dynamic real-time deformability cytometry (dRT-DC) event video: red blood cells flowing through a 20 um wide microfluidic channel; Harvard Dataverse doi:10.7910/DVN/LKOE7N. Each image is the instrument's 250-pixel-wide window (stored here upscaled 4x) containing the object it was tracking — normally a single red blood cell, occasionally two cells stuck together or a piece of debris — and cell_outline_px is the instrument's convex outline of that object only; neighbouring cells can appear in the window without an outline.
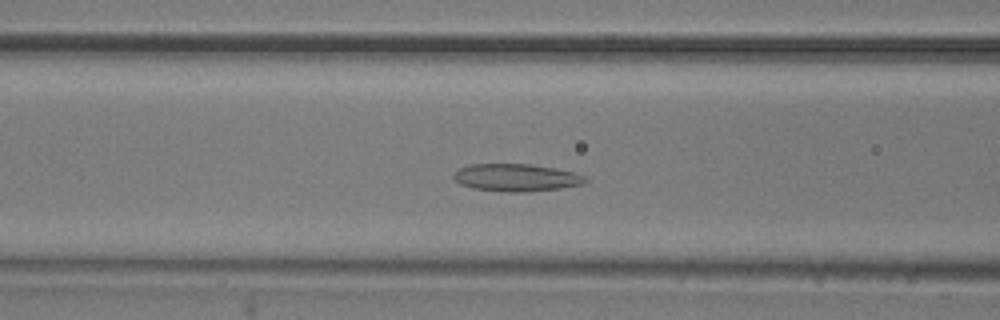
{"species": "common noctule bat (a hibernating species)", "species_latin": "Nyctalus noctula", "temperature_condition": "room temperature", "stored_images_in_passage": 51, "camera_frame_rate_fps": 3000, "um_per_image_px": 0.085, "animal": {"sex": "male", "body_mass_g": 20.5, "forearm_length_mm": 52.5}, "frame": {"image": 1, "passage_image": 19, "time_ms": 6.0, "image_size_px": [1000, 320], "cell_outline_px": [[588, 180], [584, 184], [560, 188], [524, 192], [504, 192], [472, 188], [460, 184], [452, 176], [460, 168], [468, 164], [528, 164], [556, 168], [576, 172], [584, 176]], "centroid_in_image_um": [43.9, 15.09], "position_along_channel_um": 122.7, "area_um2": 21.15}}
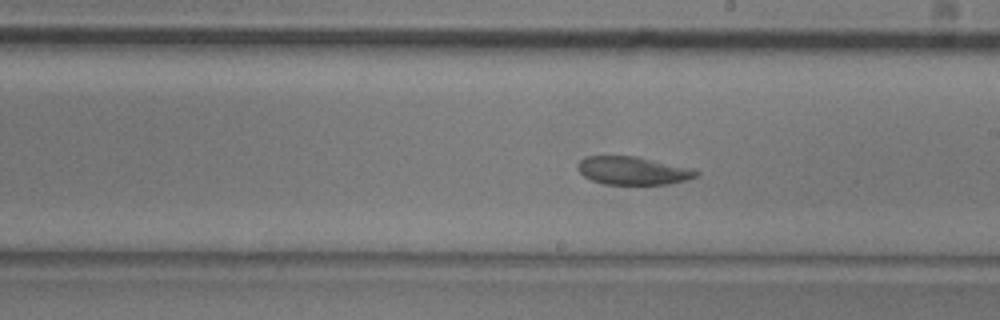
{"frame": {"image": 2, "passage_image": 28, "time_ms": 9.0, "image_size_px": [1000, 320], "cell_outline_px": [[700, 172], [696, 176], [688, 180], [668, 184], [604, 184], [592, 180], [584, 176], [576, 168], [580, 160], [584, 156], [636, 156], [692, 168]], "centroid_in_image_um": [53.8, 14.5], "position_along_channel_um": 235.2, "area_um2": 19.42}}
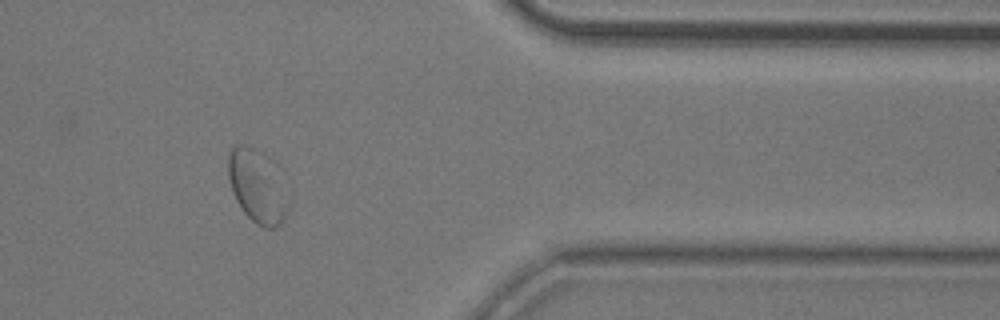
{"frame": {"image": 3, "passage_image": 42, "time_ms": 13.667, "image_size_px": [1000, 320], "cell_outline_px": [[292, 196], [288, 208], [280, 224], [276, 228], [264, 228], [256, 224], [244, 212], [236, 200], [232, 192], [228, 176], [228, 152], [236, 144], [244, 144], [264, 152], [276, 160], [280, 164]], "centroid_in_image_um": [21.98, 15.76], "position_along_channel_um": 389.4, "area_um2": 27.4}, "authors_computed_cell_mechanics": {"area_um2": 23.12, "velocity_mm_per_s": 3.7581, "shape_relaxation_time_tau1_ms": null, "shape_relaxation_time_tau2_ms": 1.7395, "deformation_change_tau1": null, "deformation_change_tau2": 0.0571}}